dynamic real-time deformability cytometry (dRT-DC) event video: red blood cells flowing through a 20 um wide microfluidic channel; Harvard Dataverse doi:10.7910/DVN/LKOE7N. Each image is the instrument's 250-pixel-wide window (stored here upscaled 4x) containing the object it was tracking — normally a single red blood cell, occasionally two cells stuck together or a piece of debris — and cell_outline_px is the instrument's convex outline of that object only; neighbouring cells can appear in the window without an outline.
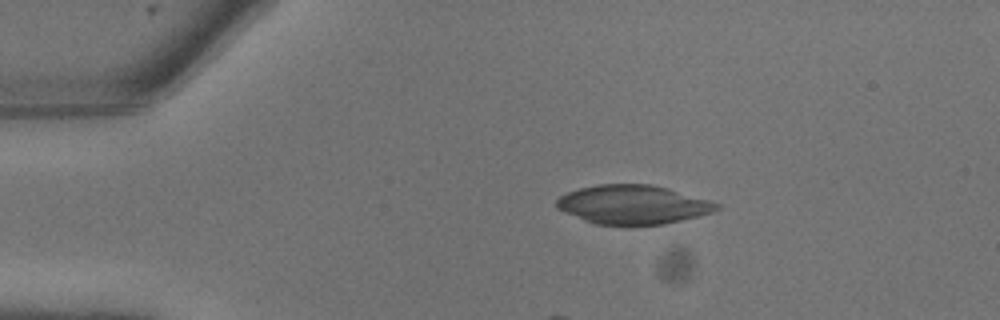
{"species": "common noctule bat (a hibernating species)", "species_latin": "Nyctalus noctula", "temperature_condition": "warm", "stored_images_in_passage": 11, "camera_frame_rate_fps": 3000, "um_per_image_px": 0.085, "animal": {"sex": "male", "body_mass_g": 13.3}, "frame": {"image": 1, "passage_image": 1, "time_ms": 0.0, "image_size_px": [1000, 320], "cell_outline_px": [[720, 208], [712, 212], [664, 224], [592, 224], [564, 212], [556, 208], [556, 200], [560, 196], [568, 192], [580, 188], [596, 184], [652, 184], [668, 188], [708, 200], [720, 204]], "centroid_in_image_um": [53.75, 17.38], "position_along_channel_um": 31.2, "area_um2": 36.07}}
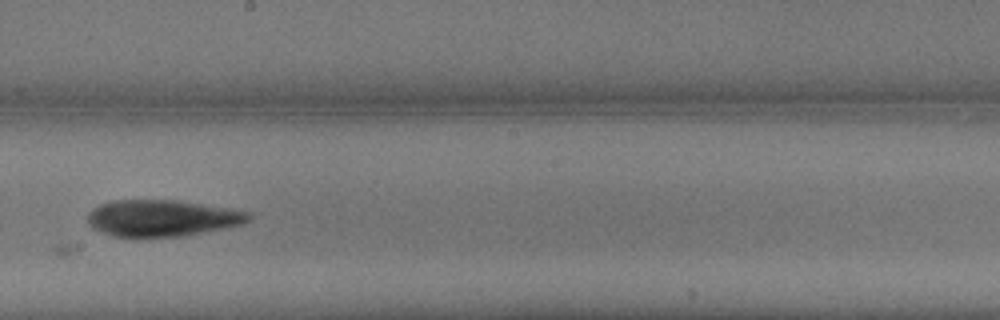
{"frame": {"image": 2, "passage_image": 10, "time_ms": 3.0, "image_size_px": [1000, 320], "cell_outline_px": [[252, 220], [244, 224], [228, 228], [184, 236], [112, 236], [92, 228], [88, 220], [88, 216], [100, 204], [112, 200], [176, 200], [252, 212]], "centroid_in_image_um": [13.87, 18.54], "position_along_channel_um": 234.3, "area_um2": 34.16}}